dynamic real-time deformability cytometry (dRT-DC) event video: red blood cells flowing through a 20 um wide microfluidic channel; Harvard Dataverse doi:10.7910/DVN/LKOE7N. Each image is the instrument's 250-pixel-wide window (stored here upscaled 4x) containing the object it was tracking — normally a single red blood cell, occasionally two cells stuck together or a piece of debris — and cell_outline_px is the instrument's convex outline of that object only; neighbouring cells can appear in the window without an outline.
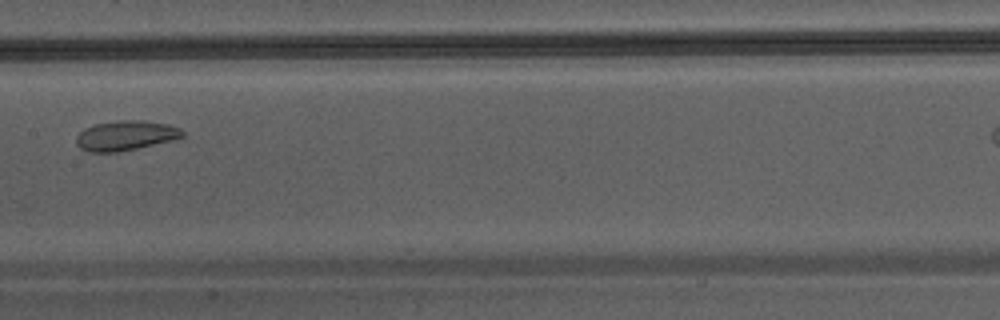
{"species": "Egyptian fruit bat (a non-hibernating species)", "species_latin": "Rousettus aegyptiacus", "temperature_condition": "warm", "stored_images_in_passage": 31, "camera_frame_rate_fps": 3000, "um_per_image_px": 0.085, "animal": {"sex": "male"}, "frame": {"image": 1, "passage_image": 14, "time_ms": 4.333, "image_size_px": [1000, 320], "cell_outline_px": [[184, 136], [172, 140], [136, 148], [116, 152], [88, 152], [80, 148], [76, 144], [76, 136], [84, 128], [96, 124], [120, 120], [144, 120], [168, 124], [180, 128], [184, 132]], "centroid_in_image_um": [10.66, 11.51], "position_along_channel_um": 196.7, "area_um2": 18.38}}
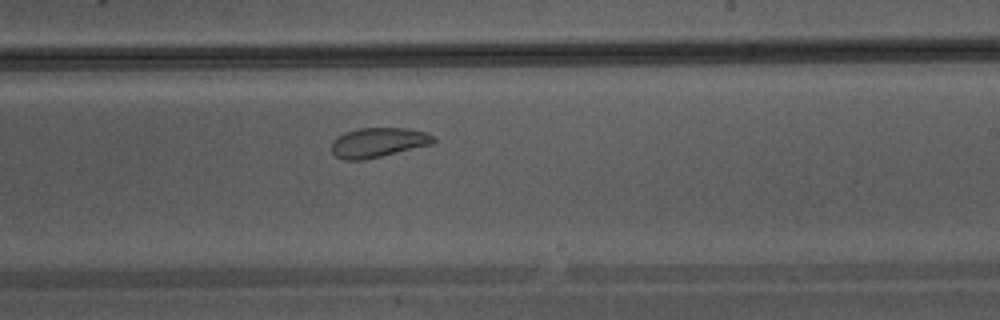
{"frame": {"image": 2, "passage_image": 18, "time_ms": 5.667, "image_size_px": [1000, 320], "cell_outline_px": [[436, 140], [432, 144], [364, 160], [344, 160], [336, 156], [332, 152], [332, 140], [336, 136], [344, 132], [360, 128], [408, 128], [424, 132], [432, 136]], "centroid_in_image_um": [32.1, 12.11], "position_along_channel_um": 256.9, "area_um2": 17.57}}